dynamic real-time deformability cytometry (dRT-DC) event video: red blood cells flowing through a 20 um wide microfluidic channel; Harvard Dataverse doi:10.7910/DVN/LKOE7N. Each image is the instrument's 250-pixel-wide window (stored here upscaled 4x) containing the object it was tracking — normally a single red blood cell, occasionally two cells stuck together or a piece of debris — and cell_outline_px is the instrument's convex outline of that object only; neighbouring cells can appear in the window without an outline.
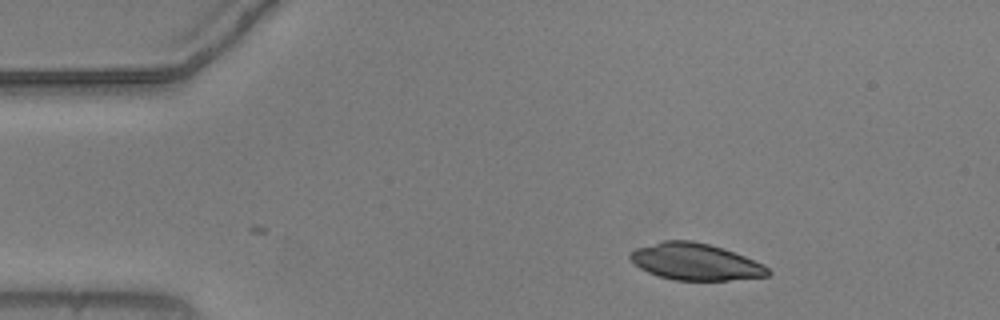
{"species": "common noctule bat (a hibernating species)", "species_latin": "Nyctalus noctula", "temperature_condition": "warm", "stored_images_in_passage": 47, "camera_frame_rate_fps": 3000, "um_per_image_px": 0.085, "animal": {"sex": "male", "body_mass_g": 20.5, "forearm_length_mm": 52.5}, "frame": {"image": 1, "passage_image": 1, "time_ms": 0.0, "image_size_px": [1000, 320], "cell_outline_px": [[772, 272], [768, 276], [728, 280], [676, 280], [660, 276], [648, 272], [640, 268], [628, 256], [636, 248], [664, 240], [692, 240], [724, 248], [764, 264]], "centroid_in_image_um": [59.14, 22.24], "position_along_channel_um": 25.9, "area_um2": 29.3}}
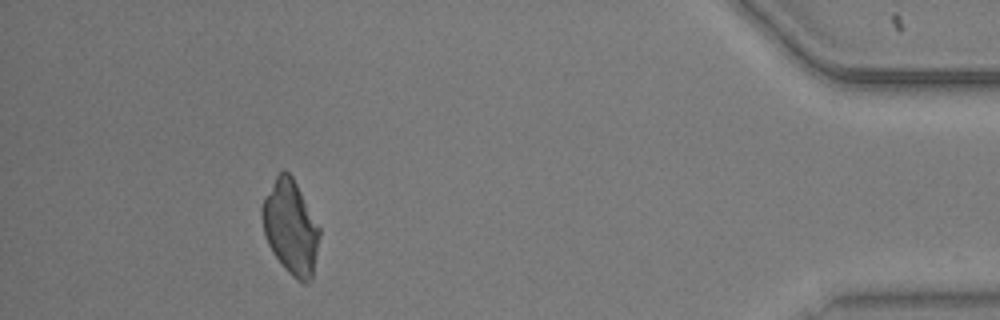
{"frame": {"image": 2, "passage_image": 42, "time_ms": 13.667, "image_size_px": [1000, 320], "cell_outline_px": [[320, 236], [312, 276], [304, 284], [292, 276], [288, 272], [272, 252], [264, 236], [260, 216], [260, 208], [264, 196], [276, 176], [284, 168], [292, 176], [320, 228]], "centroid_in_image_um": [24.67, 19.3], "position_along_channel_um": 410.5, "area_um2": 31.39}}